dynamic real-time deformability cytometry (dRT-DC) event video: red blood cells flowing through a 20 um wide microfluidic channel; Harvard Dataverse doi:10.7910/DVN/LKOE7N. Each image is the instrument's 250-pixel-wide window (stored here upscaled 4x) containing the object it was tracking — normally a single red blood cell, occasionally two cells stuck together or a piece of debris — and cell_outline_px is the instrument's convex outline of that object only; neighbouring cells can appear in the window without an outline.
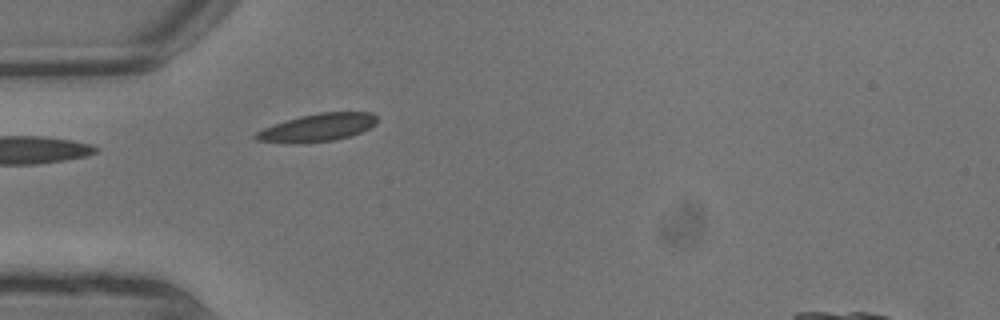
{"species": "common noctule bat (a hibernating species)", "species_latin": "Nyctalus noctula", "temperature_condition": "warm", "stored_images_in_passage": 1, "camera_frame_rate_fps": 3000, "um_per_image_px": 0.085, "animal": {"sex": "male", "body_mass_g": 13.3}, "frame": {"image": 1, "passage_image": 1, "time_ms": 0.0, "image_size_px": [1000, 320], "cell_outline_px": [[376, 124], [360, 132], [348, 136], [332, 140], [292, 144], [256, 140], [252, 136], [256, 132], [264, 128], [300, 116], [320, 112], [372, 112], [376, 116]], "centroid_in_image_um": [26.96, 10.84], "position_along_channel_um": 58.0, "area_um2": 19.36}}